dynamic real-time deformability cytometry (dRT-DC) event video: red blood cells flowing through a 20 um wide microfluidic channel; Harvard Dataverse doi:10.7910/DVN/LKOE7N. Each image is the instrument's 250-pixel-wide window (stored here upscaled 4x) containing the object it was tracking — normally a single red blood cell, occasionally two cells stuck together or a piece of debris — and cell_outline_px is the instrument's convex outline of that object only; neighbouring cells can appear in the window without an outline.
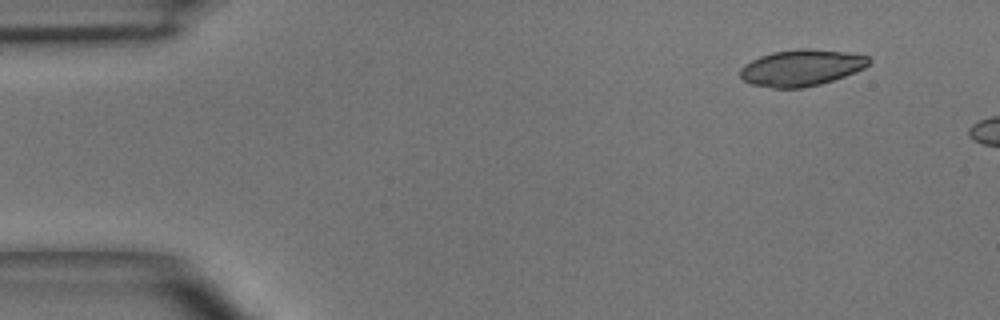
{"species": "common noctule bat (a hibernating species)", "species_latin": "Nyctalus noctula", "temperature_condition": "room temperature", "stored_images_in_passage": 3, "camera_frame_rate_fps": 3000, "um_per_image_px": 0.085, "animal": {"sex": "male", "body_mass_g": 15.6}, "frame": {"image": 1, "passage_image": 3, "time_ms": 2.0, "image_size_px": [1000, 320], "cell_outline_px": [[872, 60], [864, 68], [844, 76], [820, 84], [800, 88], [772, 88], [752, 84], [744, 80], [740, 76], [740, 68], [744, 64], [760, 56], [772, 52], [800, 48], [808, 48], [848, 52], [868, 56]], "centroid_in_image_um": [68.11, 5.75], "position_along_channel_um": 16.9, "area_um2": 27.28}}